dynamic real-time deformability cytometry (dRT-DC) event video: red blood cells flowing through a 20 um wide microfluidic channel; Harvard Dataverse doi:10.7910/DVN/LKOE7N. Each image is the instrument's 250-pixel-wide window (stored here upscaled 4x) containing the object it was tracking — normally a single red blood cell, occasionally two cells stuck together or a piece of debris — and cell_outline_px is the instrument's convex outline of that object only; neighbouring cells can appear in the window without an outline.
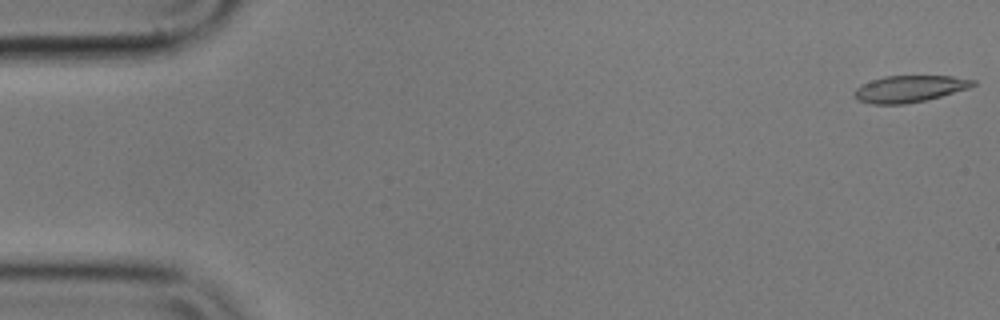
{"species": "common noctule bat (a hibernating species)", "species_latin": "Nyctalus noctula", "temperature_condition": "cold", "stored_images_in_passage": 10, "camera_frame_rate_fps": 3000, "um_per_image_px": 0.085, "animal": {"sex": "male", "body_mass_g": 17.9}, "frame": {"image": 1, "passage_image": 1, "time_ms": 0.0, "image_size_px": [1000, 320], "cell_outline_px": [[976, 84], [968, 88], [940, 96], [924, 100], [904, 104], [872, 104], [860, 100], [856, 96], [856, 88], [872, 80], [884, 76], [952, 76], [976, 80]], "centroid_in_image_um": [77.35, 7.54], "position_along_channel_um": 7.7, "area_um2": 18.03}}